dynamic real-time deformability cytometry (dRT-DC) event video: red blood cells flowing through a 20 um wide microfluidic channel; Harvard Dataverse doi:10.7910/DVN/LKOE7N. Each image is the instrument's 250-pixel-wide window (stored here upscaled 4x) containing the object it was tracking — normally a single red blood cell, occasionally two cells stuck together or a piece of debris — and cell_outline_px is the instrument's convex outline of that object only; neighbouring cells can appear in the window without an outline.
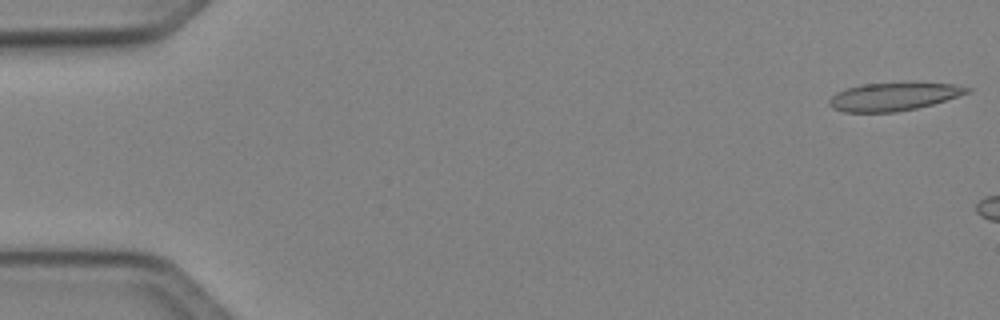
{"species": "Egyptian fruit bat (a non-hibernating species)", "species_latin": "Rousettus aegyptiacus", "temperature_condition": "cold", "stored_images_in_passage": 6, "camera_frame_rate_fps": 3000, "um_per_image_px": 0.085, "animal": {"sex": "female"}, "frame": {"image": 1, "passage_image": 1, "time_ms": 0.0, "image_size_px": [1000, 320], "cell_outline_px": [[972, 92], [932, 104], [916, 108], [896, 112], [844, 112], [832, 108], [828, 104], [828, 100], [836, 92], [844, 88], [860, 84], [952, 84], [972, 88]], "centroid_in_image_um": [75.9, 8.23], "position_along_channel_um": 9.1, "area_um2": 22.2}}